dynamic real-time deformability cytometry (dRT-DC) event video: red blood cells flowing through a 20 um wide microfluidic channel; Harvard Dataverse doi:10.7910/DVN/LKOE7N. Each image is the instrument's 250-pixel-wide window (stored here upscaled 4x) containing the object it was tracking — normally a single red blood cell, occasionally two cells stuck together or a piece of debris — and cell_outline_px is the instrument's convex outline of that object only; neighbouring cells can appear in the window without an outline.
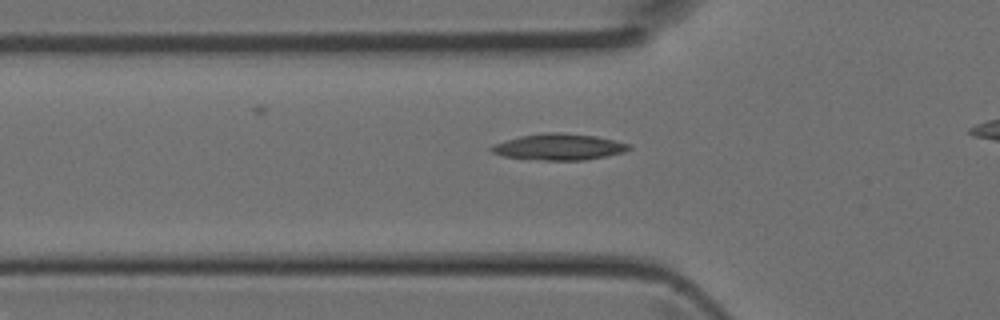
{"species": "Egyptian fruit bat (a non-hibernating species)", "species_latin": "Rousettus aegyptiacus", "temperature_condition": "room temperature", "stored_images_in_passage": 31, "camera_frame_rate_fps": 3000, "um_per_image_px": 0.085, "animal": {"sex": "female"}, "frame": {"image": 1, "passage_image": 10, "time_ms": 3.0, "image_size_px": [1000, 320], "cell_outline_px": [[632, 148], [624, 152], [584, 160], [544, 160], [504, 156], [492, 152], [488, 148], [492, 144], [520, 136], [544, 132], [560, 132], [596, 136], [632, 144]], "centroid_in_image_um": [47.52, 12.47], "position_along_channel_um": 78.3, "area_um2": 21.04}}
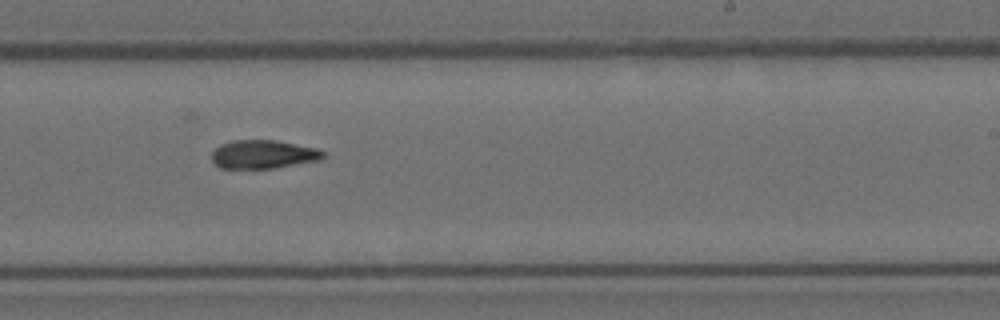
{"frame": {"image": 2, "passage_image": 22, "time_ms": 7.0, "image_size_px": [1000, 320], "cell_outline_px": [[324, 156], [320, 160], [276, 168], [220, 168], [212, 160], [212, 152], [220, 144], [232, 140], [276, 140], [316, 148], [324, 152]], "centroid_in_image_um": [22.37, 13.11], "position_along_channel_um": 266.6, "area_um2": 18.5}}
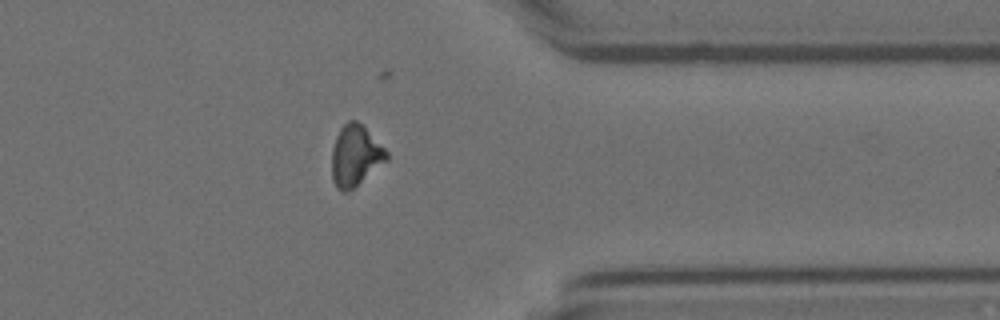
{"frame": {"image": 3, "passage_image": 30, "time_ms": 9.667, "image_size_px": [1000, 320], "cell_outline_px": [[388, 160], [352, 188], [344, 192], [340, 192], [336, 188], [332, 180], [332, 148], [336, 136], [340, 128], [348, 120], [356, 120], [388, 152]], "centroid_in_image_um": [30.17, 13.24], "position_along_channel_um": 381.2, "area_um2": 19.13}}